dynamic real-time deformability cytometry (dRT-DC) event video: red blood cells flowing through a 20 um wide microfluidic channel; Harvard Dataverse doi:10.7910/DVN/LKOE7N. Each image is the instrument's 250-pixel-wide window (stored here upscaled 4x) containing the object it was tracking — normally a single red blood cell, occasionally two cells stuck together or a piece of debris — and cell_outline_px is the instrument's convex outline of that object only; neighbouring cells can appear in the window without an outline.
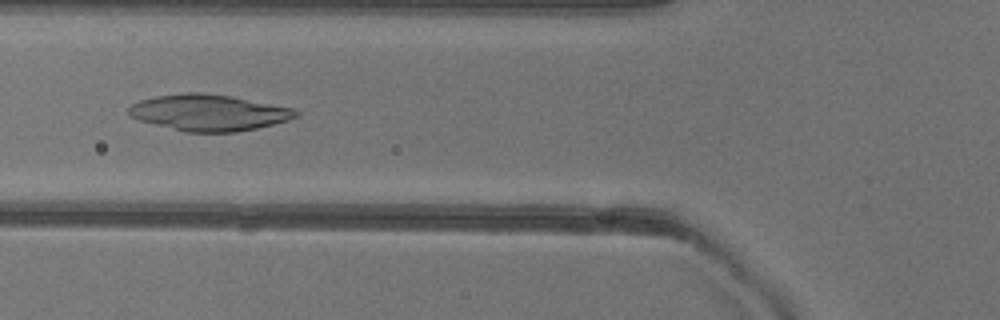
{"species": "common noctule bat (a hibernating species)", "species_latin": "Nyctalus noctula", "temperature_condition": "warm", "stored_images_in_passage": 51, "camera_frame_rate_fps": 3000, "um_per_image_px": 0.085, "animal": {"sex": "female"}, "frame": {"image": 1, "passage_image": 19, "time_ms": 6.0, "image_size_px": [1000, 320], "cell_outline_px": [[300, 116], [288, 120], [256, 128], [236, 132], [184, 132], [140, 120], [132, 116], [128, 112], [128, 108], [132, 104], [140, 100], [156, 96], [188, 92], [200, 92], [232, 96], [296, 108], [300, 112]], "centroid_in_image_um": [17.81, 9.56], "position_along_channel_um": 108.0, "area_um2": 35.37}}
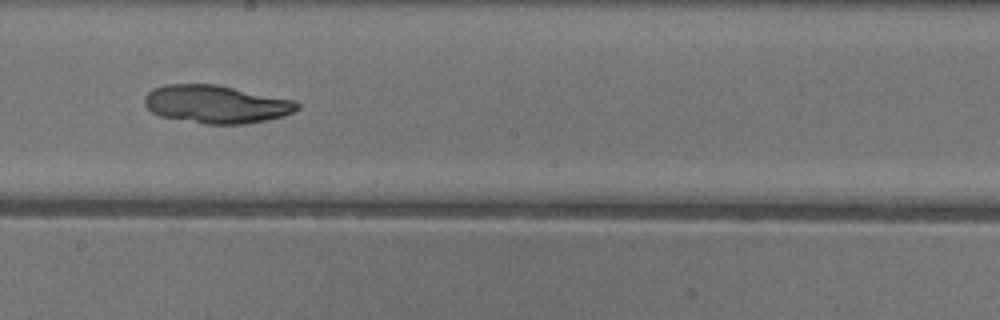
{"frame": {"image": 2, "passage_image": 28, "time_ms": 9.0, "image_size_px": [1000, 320], "cell_outline_px": [[300, 108], [292, 112], [280, 116], [264, 120], [244, 124], [204, 124], [160, 116], [152, 112], [144, 104], [144, 96], [152, 88], [164, 84], [220, 84], [296, 100], [300, 104]], "centroid_in_image_um": [18.37, 8.84], "position_along_channel_um": 229.8, "area_um2": 34.1}}
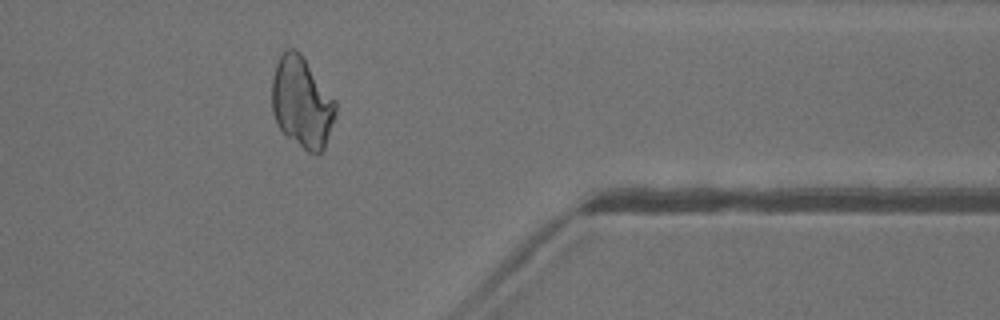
{"frame": {"image": 3, "passage_image": 41, "time_ms": 13.333, "image_size_px": [1000, 320], "cell_outline_px": [[336, 116], [324, 148], [320, 152], [308, 152], [288, 136], [276, 124], [272, 112], [272, 76], [276, 64], [284, 48], [292, 48], [300, 52], [304, 56], [336, 100]], "centroid_in_image_um": [25.66, 8.66], "position_along_channel_um": 385.7, "area_um2": 33.93}}